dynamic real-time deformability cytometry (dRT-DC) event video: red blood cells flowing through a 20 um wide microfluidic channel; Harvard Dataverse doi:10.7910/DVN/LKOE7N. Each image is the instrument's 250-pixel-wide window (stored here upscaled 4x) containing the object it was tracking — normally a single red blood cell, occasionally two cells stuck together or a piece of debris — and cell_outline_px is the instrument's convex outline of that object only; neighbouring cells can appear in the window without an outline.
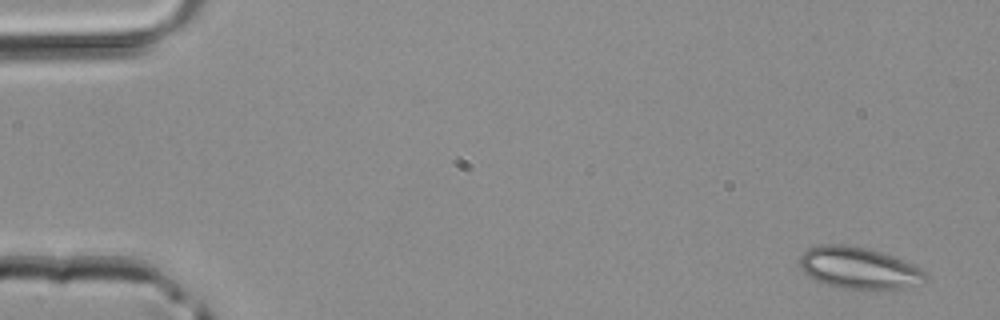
{"species": "common noctule bat (a hibernating species)", "species_latin": "Nyctalus noctula", "temperature_condition": "room temperature", "stored_images_in_passage": 4, "camera_frame_rate_fps": 3000, "um_per_image_px": 0.085, "animal": {"sex": "male", "body_mass_g": 20.4}, "frame": {"image": 1, "passage_image": 1, "time_ms": 0.0, "image_size_px": [1000, 320], "cell_outline_px": [[928, 276], [924, 284], [904, 288], [832, 288], [808, 276], [800, 268], [800, 256], [808, 248], [820, 244], [844, 244], [864, 248], [880, 252], [892, 256], [920, 268]], "centroid_in_image_um": [72.97, 22.79], "position_along_channel_um": 12.0, "area_um2": 30.46}}